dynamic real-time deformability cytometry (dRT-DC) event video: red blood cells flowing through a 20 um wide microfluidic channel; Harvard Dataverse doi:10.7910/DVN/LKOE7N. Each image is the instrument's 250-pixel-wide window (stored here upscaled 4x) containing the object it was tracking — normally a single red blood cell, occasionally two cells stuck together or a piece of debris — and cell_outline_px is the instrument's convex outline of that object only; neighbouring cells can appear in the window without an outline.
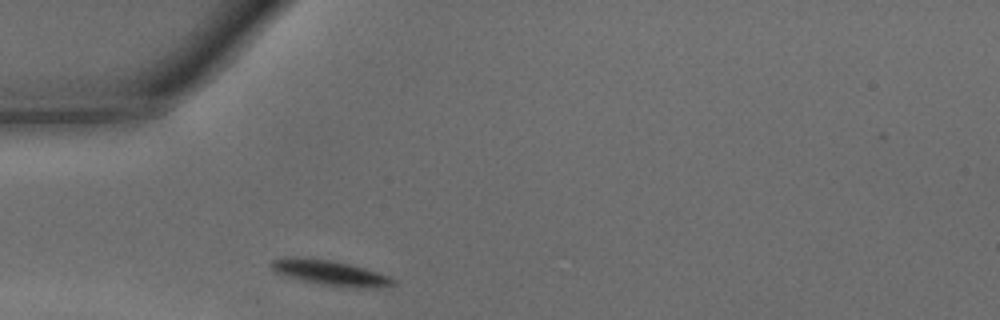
{"species": "common noctule bat (a hibernating species)", "species_latin": "Nyctalus noctula", "temperature_condition": "warm", "stored_images_in_passage": 23, "camera_frame_rate_fps": 3000, "um_per_image_px": 0.085, "animal": {"sex": "male", "body_mass_g": 15.6}, "frame": {"image": 1, "passage_image": 1, "time_ms": 0.0, "image_size_px": [1000, 320], "cell_outline_px": [[396, 284], [384, 288], [376, 288], [324, 284], [304, 280], [288, 276], [276, 272], [268, 264], [272, 260], [288, 256], [292, 256], [332, 260], [364, 268], [388, 276], [396, 280]], "centroid_in_image_um": [28.06, 23.16], "position_along_channel_um": 56.9, "area_um2": 17.4}}
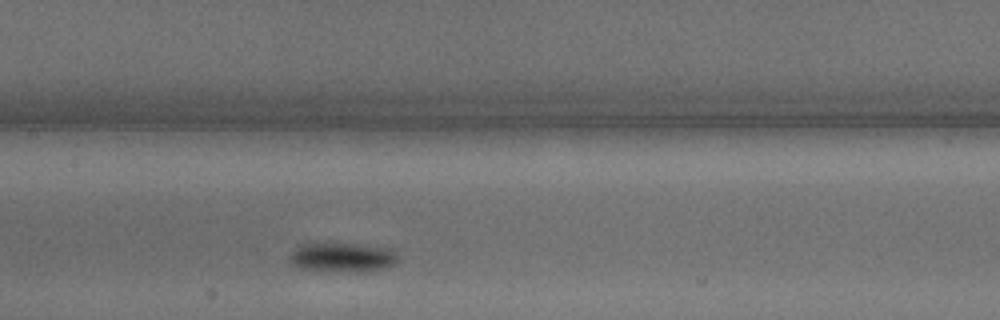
{"frame": {"image": 2, "passage_image": 10, "time_ms": 3.0, "image_size_px": [1000, 320], "cell_outline_px": [[396, 260], [388, 268], [360, 272], [332, 272], [300, 268], [292, 264], [288, 260], [288, 256], [300, 244], [352, 244], [392, 248], [396, 252]], "centroid_in_image_um": [29.08, 21.9], "position_along_channel_um": 178.3, "area_um2": 18.61}}
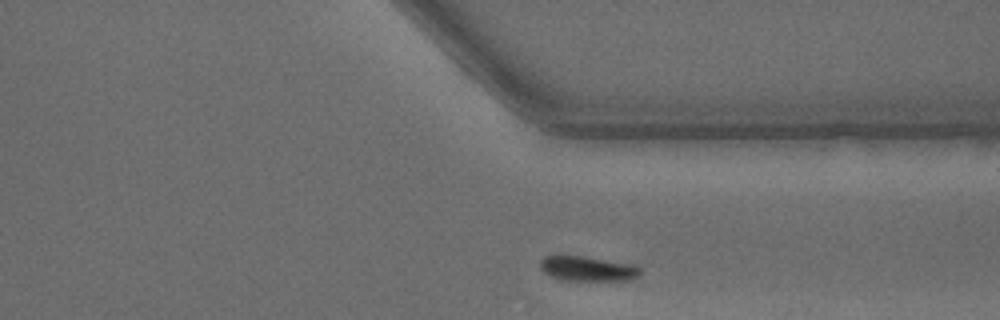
{"frame": {"image": 3, "passage_image": 23, "time_ms": 7.333, "image_size_px": [1000, 320], "cell_outline_px": [[640, 272], [636, 276], [628, 280], [568, 280], [552, 276], [544, 272], [540, 268], [540, 260], [544, 256], [556, 252], [584, 256], [636, 264], [640, 268]], "centroid_in_image_um": [49.88, 22.77], "position_along_channel_um": 361.5, "area_um2": 14.91}}